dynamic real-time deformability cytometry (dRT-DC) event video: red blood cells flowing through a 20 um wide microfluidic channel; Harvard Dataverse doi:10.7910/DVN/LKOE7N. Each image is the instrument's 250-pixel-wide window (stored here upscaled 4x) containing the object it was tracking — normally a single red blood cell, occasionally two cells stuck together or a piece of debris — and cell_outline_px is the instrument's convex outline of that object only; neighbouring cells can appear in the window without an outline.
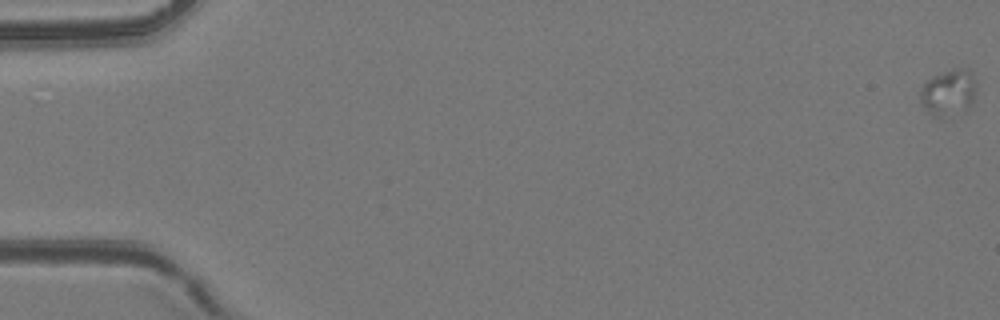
{"species": "common noctule bat (a hibernating species)", "species_latin": "Nyctalus noctula", "temperature_condition": "room temperature", "stored_images_in_passage": 17, "camera_frame_rate_fps": 3000, "um_per_image_px": 0.085, "animal": {"sex": "female", "body_mass_g": 24.6, "forearm_length_mm": 56.2}, "frame": {"image": 1, "passage_image": 1, "time_ms": 0.0, "image_size_px": [1000, 320], "cell_outline_px": [[976, 92], [972, 104], [968, 112], [940, 120], [932, 116], [924, 108], [920, 100], [920, 88], [932, 76], [952, 68], [960, 68], [968, 72], [972, 76], [976, 84]], "centroid_in_image_um": [80.63, 7.95], "position_along_channel_um": 4.4, "area_um2": 15.78}}
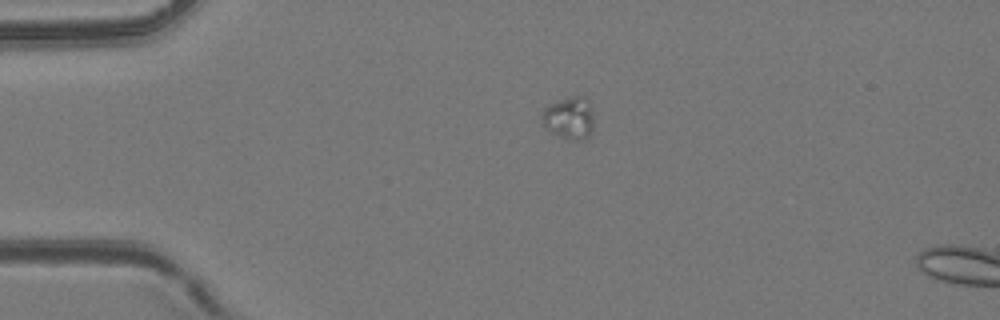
{"frame": {"image": 2, "passage_image": 14, "time_ms": 4.333, "image_size_px": [1000, 320], "cell_outline_px": [[592, 132], [588, 140], [568, 140], [556, 136], [548, 132], [540, 124], [544, 108], [560, 100], [572, 96], [580, 96], [588, 100], [592, 112]], "centroid_in_image_um": [48.36, 10.1], "position_along_channel_um": 36.6, "area_um2": 13.12}}